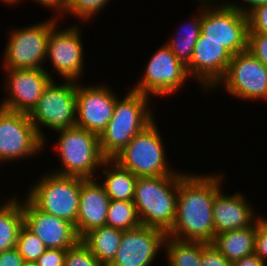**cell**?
<instances>
[{
    "label": "cell",
    "instance_id": "29",
    "mask_svg": "<svg viewBox=\"0 0 267 266\" xmlns=\"http://www.w3.org/2000/svg\"><path fill=\"white\" fill-rule=\"evenodd\" d=\"M110 0H70L67 3L65 13L69 15H74L81 22L93 20L95 15H98L99 12L104 8V6L109 3ZM98 13V14H97Z\"/></svg>",
    "mask_w": 267,
    "mask_h": 266
},
{
    "label": "cell",
    "instance_id": "32",
    "mask_svg": "<svg viewBox=\"0 0 267 266\" xmlns=\"http://www.w3.org/2000/svg\"><path fill=\"white\" fill-rule=\"evenodd\" d=\"M201 266H232L211 243L202 242Z\"/></svg>",
    "mask_w": 267,
    "mask_h": 266
},
{
    "label": "cell",
    "instance_id": "11",
    "mask_svg": "<svg viewBox=\"0 0 267 266\" xmlns=\"http://www.w3.org/2000/svg\"><path fill=\"white\" fill-rule=\"evenodd\" d=\"M144 69L137 85L131 89L147 96L172 95L184 86L187 78L190 79L186 66L176 58L166 44L152 54Z\"/></svg>",
    "mask_w": 267,
    "mask_h": 266
},
{
    "label": "cell",
    "instance_id": "22",
    "mask_svg": "<svg viewBox=\"0 0 267 266\" xmlns=\"http://www.w3.org/2000/svg\"><path fill=\"white\" fill-rule=\"evenodd\" d=\"M101 184L110 200L133 201L137 178L129 170L120 166L113 159H106L102 164Z\"/></svg>",
    "mask_w": 267,
    "mask_h": 266
},
{
    "label": "cell",
    "instance_id": "20",
    "mask_svg": "<svg viewBox=\"0 0 267 266\" xmlns=\"http://www.w3.org/2000/svg\"><path fill=\"white\" fill-rule=\"evenodd\" d=\"M222 190L215 195L213 202L215 235L249 227L261 217L254 213L253 207L241 192L230 196Z\"/></svg>",
    "mask_w": 267,
    "mask_h": 266
},
{
    "label": "cell",
    "instance_id": "17",
    "mask_svg": "<svg viewBox=\"0 0 267 266\" xmlns=\"http://www.w3.org/2000/svg\"><path fill=\"white\" fill-rule=\"evenodd\" d=\"M21 203L24 225L47 249H68L80 240L72 223L40 210L27 196Z\"/></svg>",
    "mask_w": 267,
    "mask_h": 266
},
{
    "label": "cell",
    "instance_id": "15",
    "mask_svg": "<svg viewBox=\"0 0 267 266\" xmlns=\"http://www.w3.org/2000/svg\"><path fill=\"white\" fill-rule=\"evenodd\" d=\"M117 97L107 85L77 82L76 126L100 136L113 116Z\"/></svg>",
    "mask_w": 267,
    "mask_h": 266
},
{
    "label": "cell",
    "instance_id": "33",
    "mask_svg": "<svg viewBox=\"0 0 267 266\" xmlns=\"http://www.w3.org/2000/svg\"><path fill=\"white\" fill-rule=\"evenodd\" d=\"M248 33H263L267 35V5L253 9L248 15Z\"/></svg>",
    "mask_w": 267,
    "mask_h": 266
},
{
    "label": "cell",
    "instance_id": "4",
    "mask_svg": "<svg viewBox=\"0 0 267 266\" xmlns=\"http://www.w3.org/2000/svg\"><path fill=\"white\" fill-rule=\"evenodd\" d=\"M56 132L59 134L56 145L62 165L51 172L96 179L95 173L106 160L100 149L99 136L78 126Z\"/></svg>",
    "mask_w": 267,
    "mask_h": 266
},
{
    "label": "cell",
    "instance_id": "23",
    "mask_svg": "<svg viewBox=\"0 0 267 266\" xmlns=\"http://www.w3.org/2000/svg\"><path fill=\"white\" fill-rule=\"evenodd\" d=\"M122 234V230L104 225L91 230L80 240L103 266H108L116 256Z\"/></svg>",
    "mask_w": 267,
    "mask_h": 266
},
{
    "label": "cell",
    "instance_id": "3",
    "mask_svg": "<svg viewBox=\"0 0 267 266\" xmlns=\"http://www.w3.org/2000/svg\"><path fill=\"white\" fill-rule=\"evenodd\" d=\"M150 99L133 89L124 98H116L113 116L99 136L100 149L106 159H113L155 120L153 109L148 107Z\"/></svg>",
    "mask_w": 267,
    "mask_h": 266
},
{
    "label": "cell",
    "instance_id": "27",
    "mask_svg": "<svg viewBox=\"0 0 267 266\" xmlns=\"http://www.w3.org/2000/svg\"><path fill=\"white\" fill-rule=\"evenodd\" d=\"M106 225L122 231L141 225L133 201L110 200Z\"/></svg>",
    "mask_w": 267,
    "mask_h": 266
},
{
    "label": "cell",
    "instance_id": "7",
    "mask_svg": "<svg viewBox=\"0 0 267 266\" xmlns=\"http://www.w3.org/2000/svg\"><path fill=\"white\" fill-rule=\"evenodd\" d=\"M164 148L162 136L154 120L136 134L113 160L136 177L173 175L176 171L168 167Z\"/></svg>",
    "mask_w": 267,
    "mask_h": 266
},
{
    "label": "cell",
    "instance_id": "8",
    "mask_svg": "<svg viewBox=\"0 0 267 266\" xmlns=\"http://www.w3.org/2000/svg\"><path fill=\"white\" fill-rule=\"evenodd\" d=\"M59 84L52 80L29 114L44 146L48 142H45L43 126L54 131L76 126L77 82L65 80V83Z\"/></svg>",
    "mask_w": 267,
    "mask_h": 266
},
{
    "label": "cell",
    "instance_id": "34",
    "mask_svg": "<svg viewBox=\"0 0 267 266\" xmlns=\"http://www.w3.org/2000/svg\"><path fill=\"white\" fill-rule=\"evenodd\" d=\"M254 253L267 265V218L262 215L257 220Z\"/></svg>",
    "mask_w": 267,
    "mask_h": 266
},
{
    "label": "cell",
    "instance_id": "26",
    "mask_svg": "<svg viewBox=\"0 0 267 266\" xmlns=\"http://www.w3.org/2000/svg\"><path fill=\"white\" fill-rule=\"evenodd\" d=\"M168 266H201L202 241L166 236L164 249Z\"/></svg>",
    "mask_w": 267,
    "mask_h": 266
},
{
    "label": "cell",
    "instance_id": "41",
    "mask_svg": "<svg viewBox=\"0 0 267 266\" xmlns=\"http://www.w3.org/2000/svg\"><path fill=\"white\" fill-rule=\"evenodd\" d=\"M22 266H36L35 262H24Z\"/></svg>",
    "mask_w": 267,
    "mask_h": 266
},
{
    "label": "cell",
    "instance_id": "12",
    "mask_svg": "<svg viewBox=\"0 0 267 266\" xmlns=\"http://www.w3.org/2000/svg\"><path fill=\"white\" fill-rule=\"evenodd\" d=\"M218 86L244 101H267V67L248 50L234 54L224 77L213 89Z\"/></svg>",
    "mask_w": 267,
    "mask_h": 266
},
{
    "label": "cell",
    "instance_id": "36",
    "mask_svg": "<svg viewBox=\"0 0 267 266\" xmlns=\"http://www.w3.org/2000/svg\"><path fill=\"white\" fill-rule=\"evenodd\" d=\"M24 262L16 247L0 252V266H22Z\"/></svg>",
    "mask_w": 267,
    "mask_h": 266
},
{
    "label": "cell",
    "instance_id": "18",
    "mask_svg": "<svg viewBox=\"0 0 267 266\" xmlns=\"http://www.w3.org/2000/svg\"><path fill=\"white\" fill-rule=\"evenodd\" d=\"M232 54L214 40H197L190 63L186 66L189 77L207 91L224 77ZM194 76V77H193Z\"/></svg>",
    "mask_w": 267,
    "mask_h": 266
},
{
    "label": "cell",
    "instance_id": "25",
    "mask_svg": "<svg viewBox=\"0 0 267 266\" xmlns=\"http://www.w3.org/2000/svg\"><path fill=\"white\" fill-rule=\"evenodd\" d=\"M183 24V27H179L178 33L171 37L170 41H166L165 44L171 49L176 58L184 66H187L190 63L195 44L201 34V12L199 11V14L191 18V21L189 20L187 24Z\"/></svg>",
    "mask_w": 267,
    "mask_h": 266
},
{
    "label": "cell",
    "instance_id": "5",
    "mask_svg": "<svg viewBox=\"0 0 267 266\" xmlns=\"http://www.w3.org/2000/svg\"><path fill=\"white\" fill-rule=\"evenodd\" d=\"M201 4V34L199 40H214L232 55L247 50L248 17L235 8L213 0H198Z\"/></svg>",
    "mask_w": 267,
    "mask_h": 266
},
{
    "label": "cell",
    "instance_id": "14",
    "mask_svg": "<svg viewBox=\"0 0 267 266\" xmlns=\"http://www.w3.org/2000/svg\"><path fill=\"white\" fill-rule=\"evenodd\" d=\"M57 28L56 25L50 32L46 61L50 59L52 71L62 79L79 82L85 66L81 29L76 24L65 30Z\"/></svg>",
    "mask_w": 267,
    "mask_h": 266
},
{
    "label": "cell",
    "instance_id": "19",
    "mask_svg": "<svg viewBox=\"0 0 267 266\" xmlns=\"http://www.w3.org/2000/svg\"><path fill=\"white\" fill-rule=\"evenodd\" d=\"M110 199L103 185L97 178H82L79 209L75 224L78 237L81 239L93 229L106 225Z\"/></svg>",
    "mask_w": 267,
    "mask_h": 266
},
{
    "label": "cell",
    "instance_id": "28",
    "mask_svg": "<svg viewBox=\"0 0 267 266\" xmlns=\"http://www.w3.org/2000/svg\"><path fill=\"white\" fill-rule=\"evenodd\" d=\"M16 248L26 262H35L47 250L43 242L25 225L19 231Z\"/></svg>",
    "mask_w": 267,
    "mask_h": 266
},
{
    "label": "cell",
    "instance_id": "2",
    "mask_svg": "<svg viewBox=\"0 0 267 266\" xmlns=\"http://www.w3.org/2000/svg\"><path fill=\"white\" fill-rule=\"evenodd\" d=\"M138 177L134 204L141 225L159 228L166 233L176 219L177 196L181 178L186 174Z\"/></svg>",
    "mask_w": 267,
    "mask_h": 266
},
{
    "label": "cell",
    "instance_id": "37",
    "mask_svg": "<svg viewBox=\"0 0 267 266\" xmlns=\"http://www.w3.org/2000/svg\"><path fill=\"white\" fill-rule=\"evenodd\" d=\"M242 1L247 4L246 7L245 5L243 6V5L237 4V2L235 1H233L234 2L233 3V2H228L227 0L226 1L222 0V2L225 5L231 8H235L236 10H238L239 12L245 15H248L253 9L257 8L258 6L267 5V0H242Z\"/></svg>",
    "mask_w": 267,
    "mask_h": 266
},
{
    "label": "cell",
    "instance_id": "10",
    "mask_svg": "<svg viewBox=\"0 0 267 266\" xmlns=\"http://www.w3.org/2000/svg\"><path fill=\"white\" fill-rule=\"evenodd\" d=\"M43 148L44 141L30 121L29 114L0 107V165L1 162L36 156Z\"/></svg>",
    "mask_w": 267,
    "mask_h": 266
},
{
    "label": "cell",
    "instance_id": "30",
    "mask_svg": "<svg viewBox=\"0 0 267 266\" xmlns=\"http://www.w3.org/2000/svg\"><path fill=\"white\" fill-rule=\"evenodd\" d=\"M65 266H103L88 247L79 240L67 249Z\"/></svg>",
    "mask_w": 267,
    "mask_h": 266
},
{
    "label": "cell",
    "instance_id": "16",
    "mask_svg": "<svg viewBox=\"0 0 267 266\" xmlns=\"http://www.w3.org/2000/svg\"><path fill=\"white\" fill-rule=\"evenodd\" d=\"M166 236L164 230L144 225L123 231L116 256L108 266H150L164 248Z\"/></svg>",
    "mask_w": 267,
    "mask_h": 266
},
{
    "label": "cell",
    "instance_id": "1",
    "mask_svg": "<svg viewBox=\"0 0 267 266\" xmlns=\"http://www.w3.org/2000/svg\"><path fill=\"white\" fill-rule=\"evenodd\" d=\"M222 175L185 174L179 183L176 219L167 236L212 243L215 238L213 202L221 190Z\"/></svg>",
    "mask_w": 267,
    "mask_h": 266
},
{
    "label": "cell",
    "instance_id": "38",
    "mask_svg": "<svg viewBox=\"0 0 267 266\" xmlns=\"http://www.w3.org/2000/svg\"><path fill=\"white\" fill-rule=\"evenodd\" d=\"M37 3H39L40 5H43L44 7H48L51 8L52 10L54 9V11L58 14H56L57 16H55L56 18H58L60 16V18L63 17L65 11H66V7H67V2L65 0H34Z\"/></svg>",
    "mask_w": 267,
    "mask_h": 266
},
{
    "label": "cell",
    "instance_id": "6",
    "mask_svg": "<svg viewBox=\"0 0 267 266\" xmlns=\"http://www.w3.org/2000/svg\"><path fill=\"white\" fill-rule=\"evenodd\" d=\"M81 177L44 173L26 196L42 211L76 224ZM30 190V191H29Z\"/></svg>",
    "mask_w": 267,
    "mask_h": 266
},
{
    "label": "cell",
    "instance_id": "21",
    "mask_svg": "<svg viewBox=\"0 0 267 266\" xmlns=\"http://www.w3.org/2000/svg\"><path fill=\"white\" fill-rule=\"evenodd\" d=\"M257 221L245 228L216 234L211 243L231 263L254 254Z\"/></svg>",
    "mask_w": 267,
    "mask_h": 266
},
{
    "label": "cell",
    "instance_id": "39",
    "mask_svg": "<svg viewBox=\"0 0 267 266\" xmlns=\"http://www.w3.org/2000/svg\"><path fill=\"white\" fill-rule=\"evenodd\" d=\"M232 266H267L258 256L254 253L250 256L244 257L232 263Z\"/></svg>",
    "mask_w": 267,
    "mask_h": 266
},
{
    "label": "cell",
    "instance_id": "40",
    "mask_svg": "<svg viewBox=\"0 0 267 266\" xmlns=\"http://www.w3.org/2000/svg\"><path fill=\"white\" fill-rule=\"evenodd\" d=\"M1 1H3L4 3H7L8 5H14V4H18V3H20V1H22V0H1Z\"/></svg>",
    "mask_w": 267,
    "mask_h": 266
},
{
    "label": "cell",
    "instance_id": "9",
    "mask_svg": "<svg viewBox=\"0 0 267 266\" xmlns=\"http://www.w3.org/2000/svg\"><path fill=\"white\" fill-rule=\"evenodd\" d=\"M59 19L54 16L29 27L12 29L4 48L2 68H5L4 70L44 68L42 64L47 59V41L51 30L58 25Z\"/></svg>",
    "mask_w": 267,
    "mask_h": 266
},
{
    "label": "cell",
    "instance_id": "31",
    "mask_svg": "<svg viewBox=\"0 0 267 266\" xmlns=\"http://www.w3.org/2000/svg\"><path fill=\"white\" fill-rule=\"evenodd\" d=\"M247 50L267 67V35L248 33Z\"/></svg>",
    "mask_w": 267,
    "mask_h": 266
},
{
    "label": "cell",
    "instance_id": "24",
    "mask_svg": "<svg viewBox=\"0 0 267 266\" xmlns=\"http://www.w3.org/2000/svg\"><path fill=\"white\" fill-rule=\"evenodd\" d=\"M24 225L21 200L9 198L0 206V252L16 247L18 234Z\"/></svg>",
    "mask_w": 267,
    "mask_h": 266
},
{
    "label": "cell",
    "instance_id": "35",
    "mask_svg": "<svg viewBox=\"0 0 267 266\" xmlns=\"http://www.w3.org/2000/svg\"><path fill=\"white\" fill-rule=\"evenodd\" d=\"M67 249H47L36 261V266H65Z\"/></svg>",
    "mask_w": 267,
    "mask_h": 266
},
{
    "label": "cell",
    "instance_id": "13",
    "mask_svg": "<svg viewBox=\"0 0 267 266\" xmlns=\"http://www.w3.org/2000/svg\"><path fill=\"white\" fill-rule=\"evenodd\" d=\"M45 68L10 69L4 81L6 98L0 107L9 111L30 114L36 107L44 89L54 80ZM6 83V84H5Z\"/></svg>",
    "mask_w": 267,
    "mask_h": 266
}]
</instances>
